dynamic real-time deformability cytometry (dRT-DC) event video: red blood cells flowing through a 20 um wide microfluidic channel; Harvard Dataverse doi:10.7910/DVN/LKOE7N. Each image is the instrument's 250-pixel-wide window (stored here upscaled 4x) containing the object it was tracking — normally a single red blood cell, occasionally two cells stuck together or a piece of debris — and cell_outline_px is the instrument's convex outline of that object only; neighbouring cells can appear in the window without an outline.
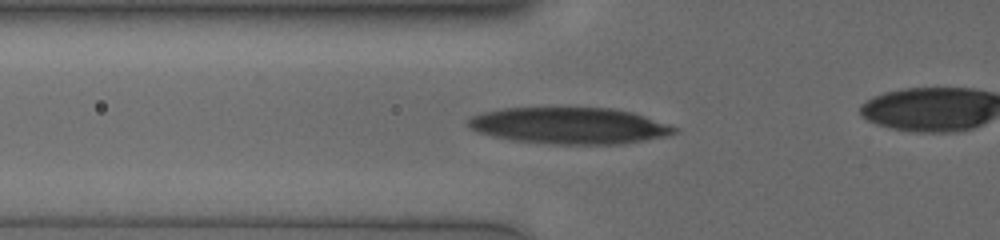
{"species": "human", "species_latin": "Homo sapiens", "temperature_condition": "cold", "stored_images_in_passage": 32, "camera_frame_rate_fps": 3000, "um_per_image_px": 0.085, "donor": {"sex": "male"}, "frame": {"image": 1, "passage_image": 4, "time_ms": 1.0, "image_size_px": [1000, 240], "cell_outline_px": [[680, 128], [676, 132], [668, 136], [624, 144], [548, 144], [508, 140], [476, 132], [468, 128], [468, 120], [472, 116], [484, 112], [504, 108], [612, 108], [632, 112]], "centroid_in_image_um": [48.4, 10.69], "position_along_channel_um": 77.4, "area_um2": 44.1}}
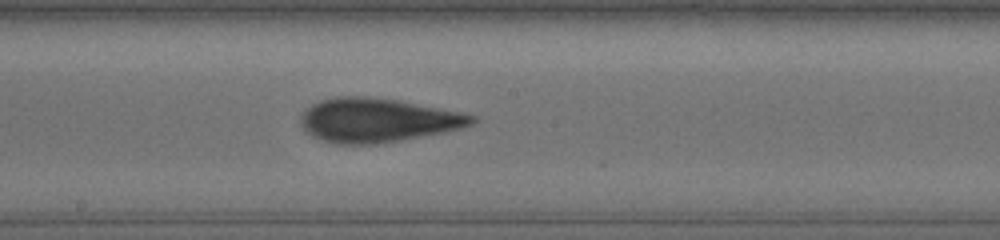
{"frame": {"image": 2, "passage_image": 15, "time_ms": 4.667, "image_size_px": [1000, 240], "cell_outline_px": [[476, 120], [472, 124], [460, 128], [444, 132], [400, 140], [376, 144], [336, 144], [312, 136], [300, 124], [300, 116], [312, 104], [320, 100], [340, 96], [360, 96], [396, 100], [476, 116]], "centroid_in_image_um": [32.03, 10.22], "position_along_channel_um": 216.2, "area_um2": 43.12}}
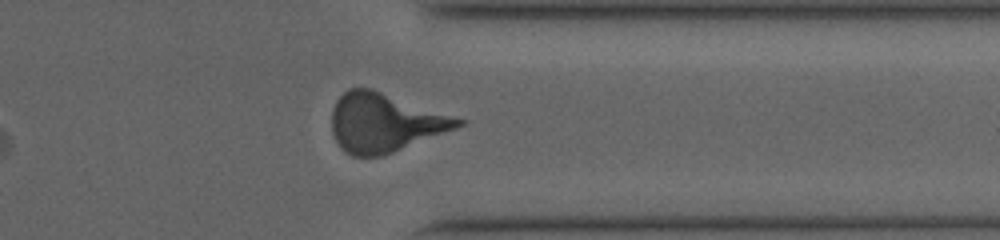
{"frame": {"image": 3, "passage_image": 28, "time_ms": 9.0, "image_size_px": [1000, 240], "cell_outline_px": [[468, 120], [464, 124], [456, 128], [384, 156], [352, 156], [344, 152], [340, 148], [332, 132], [332, 112], [336, 100], [348, 88], [372, 88]], "centroid_in_image_um": [32.71, 10.42], "position_along_channel_um": 378.7, "area_um2": 43.47}}